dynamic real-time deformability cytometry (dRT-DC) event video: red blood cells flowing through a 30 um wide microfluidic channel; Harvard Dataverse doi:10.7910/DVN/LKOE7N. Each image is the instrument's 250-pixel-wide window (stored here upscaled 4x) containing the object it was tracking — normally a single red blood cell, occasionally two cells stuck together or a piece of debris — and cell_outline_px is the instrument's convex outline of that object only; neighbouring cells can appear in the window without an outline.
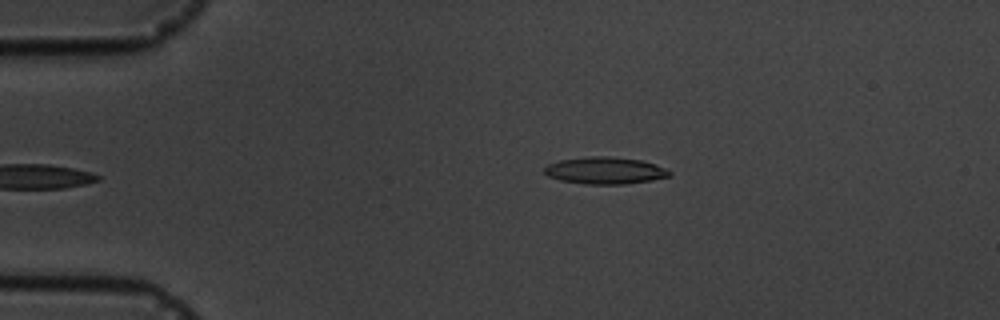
{"species": "common noctule bat (a hibernating species)", "species_latin": "Nyctalus noctula", "temperature_condition": "cold", "stored_images_in_passage": 6, "camera_frame_rate_fps": 3000, "um_per_image_px": 0.085, "animal": {"sex": "male", "body_mass_g": 19.5, "forearm_length_mm": 54.6}, "frame": {"image": 1, "passage_image": 6, "time_ms": 5.667, "image_size_px": [1000, 320], "cell_outline_px": [[672, 176], [652, 180], [624, 184], [584, 184], [560, 180], [548, 176], [544, 172], [544, 168], [548, 164], [560, 160], [592, 156], [608, 156], [640, 160], [656, 164], [672, 172]], "centroid_in_image_um": [51.44, 14.5], "position_along_channel_um": 33.6, "area_um2": 19.65}}